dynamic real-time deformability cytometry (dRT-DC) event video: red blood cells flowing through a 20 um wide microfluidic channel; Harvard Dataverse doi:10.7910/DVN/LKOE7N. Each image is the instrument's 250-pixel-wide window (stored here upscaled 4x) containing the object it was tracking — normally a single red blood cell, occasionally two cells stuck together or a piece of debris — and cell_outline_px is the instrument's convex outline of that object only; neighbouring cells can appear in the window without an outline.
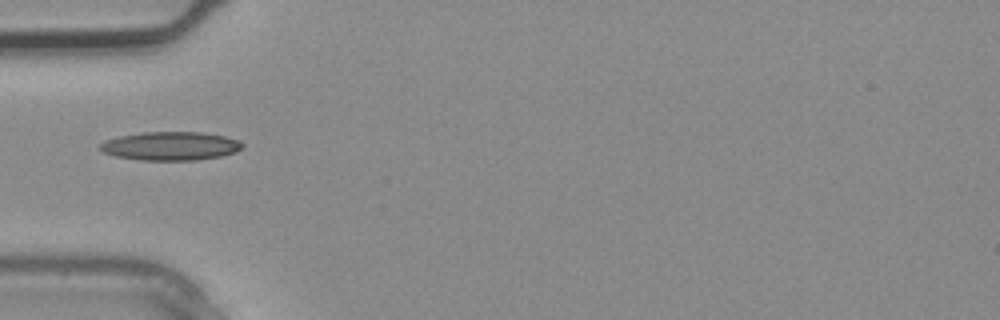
{"species": "common noctule bat (a hibernating species)", "species_latin": "Nyctalus noctula", "temperature_condition": "warm", "stored_images_in_passage": 1, "camera_frame_rate_fps": 3000, "um_per_image_px": 0.085, "animal": {"sex": "male", "body_mass_g": 20.4}, "frame": {"image": 1, "passage_image": 1, "time_ms": 0.0, "image_size_px": [1000, 320], "cell_outline_px": [[244, 144], [236, 152], [220, 156], [196, 160], [140, 160], [116, 156], [104, 152], [100, 148], [100, 144], [104, 140], [120, 136], [144, 132], [200, 132], [224, 136], [240, 140]], "centroid_in_image_um": [14.51, 12.41], "position_along_channel_um": 70.5, "area_um2": 23.58}}